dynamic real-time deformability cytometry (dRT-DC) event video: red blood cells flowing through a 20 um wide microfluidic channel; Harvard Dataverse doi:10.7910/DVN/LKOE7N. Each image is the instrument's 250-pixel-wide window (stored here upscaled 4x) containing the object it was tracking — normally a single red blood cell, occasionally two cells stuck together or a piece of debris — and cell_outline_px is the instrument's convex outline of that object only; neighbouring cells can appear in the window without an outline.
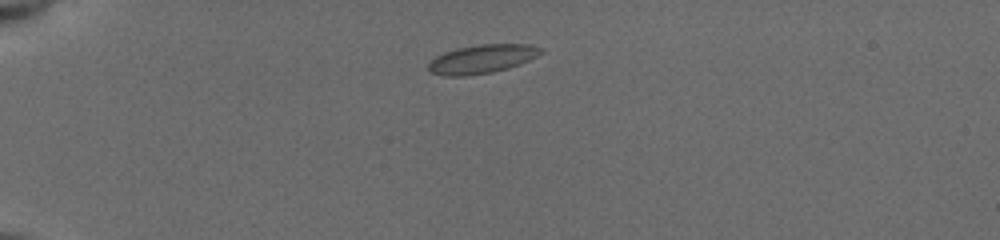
{"species": "common noctule bat (a hibernating species)", "species_latin": "Nyctalus noctula", "temperature_condition": "cold", "stored_images_in_passage": 15, "camera_frame_rate_fps": 3000, "um_per_image_px": 0.085, "animal": {"sex": "female", "body_mass_g": 19.5, "forearm_length_mm": 54.1}, "frame": {"image": 1, "passage_image": 1, "time_ms": 0.0, "image_size_px": [1000, 240], "cell_outline_px": [[544, 52], [520, 64], [508, 68], [492, 72], [464, 76], [444, 76], [432, 72], [428, 68], [428, 64], [436, 56], [444, 52], [456, 48], [480, 44], [532, 44], [544, 48]], "centroid_in_image_um": [41.0, 5.0], "position_along_channel_um": 44.0, "area_um2": 18.84}}
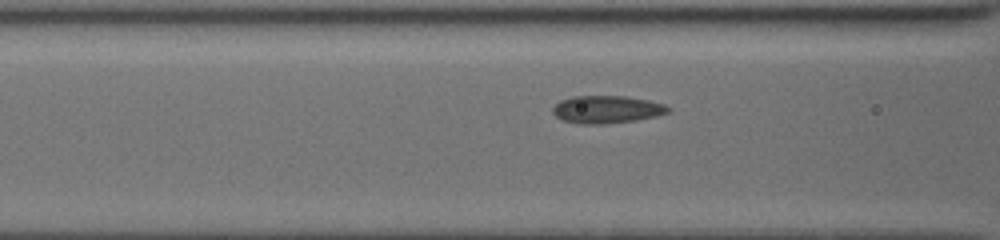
{"frame": {"image": 2, "passage_image": 7, "time_ms": 3.0, "image_size_px": [1000, 240], "cell_outline_px": [[668, 112], [656, 116], [632, 120], [604, 124], [580, 124], [564, 120], [556, 116], [552, 112], [552, 108], [560, 100], [572, 96], [624, 96], [648, 100], [664, 104], [668, 108]], "centroid_in_image_um": [51.52, 9.29], "position_along_channel_um": 115.1, "area_um2": 18.32}}
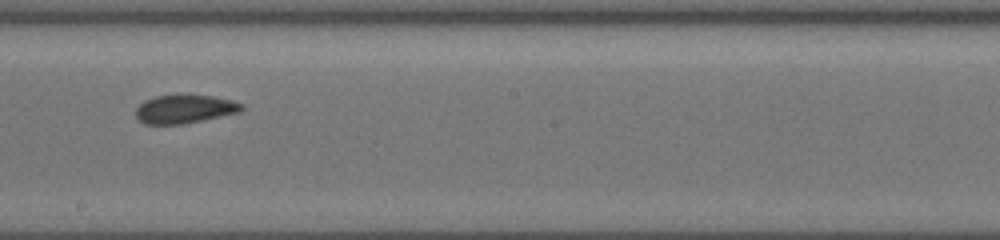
{"frame": {"image": 3, "passage_image": 13, "time_ms": 6.0, "image_size_px": [1000, 240], "cell_outline_px": [[244, 108], [240, 112], [184, 124], [144, 124], [136, 116], [136, 108], [144, 100], [156, 96], [212, 96], [232, 100], [244, 104]], "centroid_in_image_um": [15.71, 9.28], "position_along_channel_um": 232.5, "area_um2": 17.34}}